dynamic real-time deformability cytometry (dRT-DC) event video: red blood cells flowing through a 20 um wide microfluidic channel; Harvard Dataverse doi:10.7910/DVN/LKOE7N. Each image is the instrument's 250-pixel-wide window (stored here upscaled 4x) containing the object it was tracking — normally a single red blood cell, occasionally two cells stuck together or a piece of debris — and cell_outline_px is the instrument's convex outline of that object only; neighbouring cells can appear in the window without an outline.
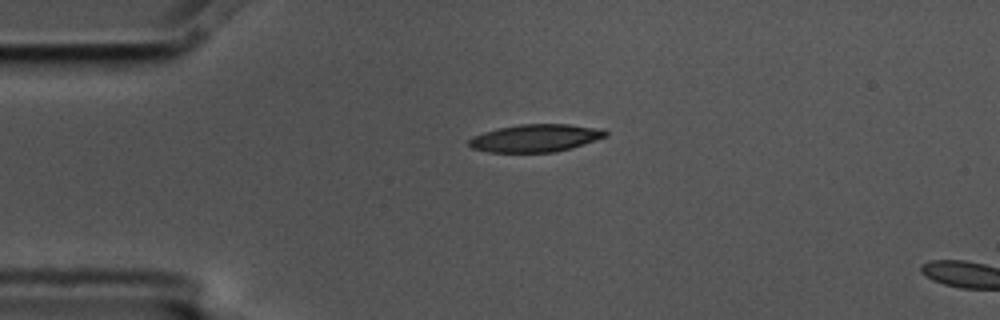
{"species": "common noctule bat (a hibernating species)", "species_latin": "Nyctalus noctula", "temperature_condition": "cold", "stored_images_in_passage": 2, "camera_frame_rate_fps": 3000, "um_per_image_px": 0.085, "animal": {"sex": "male", "body_mass_g": 17.5, "forearm_length_mm": 52.3}, "frame": {"image": 1, "passage_image": 1, "time_ms": 0.0, "image_size_px": [1000, 320], "cell_outline_px": [[608, 136], [556, 152], [488, 152], [472, 148], [468, 144], [468, 140], [472, 136], [484, 132], [500, 128], [520, 124], [568, 124], [604, 128], [608, 132]], "centroid_in_image_um": [45.53, 11.73], "position_along_channel_um": 39.5, "area_um2": 21.96}}